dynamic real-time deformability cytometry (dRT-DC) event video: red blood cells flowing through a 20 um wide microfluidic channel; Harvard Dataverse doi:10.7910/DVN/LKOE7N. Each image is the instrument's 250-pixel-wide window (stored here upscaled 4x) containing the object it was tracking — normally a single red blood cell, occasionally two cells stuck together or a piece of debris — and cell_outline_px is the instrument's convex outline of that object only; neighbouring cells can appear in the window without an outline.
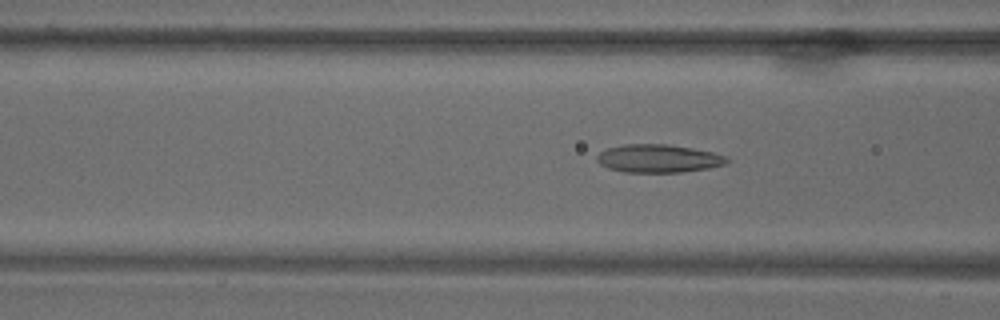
{"species": "common noctule bat (a hibernating species)", "species_latin": "Nyctalus noctula", "temperature_condition": "warm", "stored_images_in_passage": 70, "camera_frame_rate_fps": 3000, "um_per_image_px": 0.085, "animal": {"sex": "male", "body_mass_g": 18.8}, "frame": {"image": 1, "passage_image": 28, "time_ms": 9.0, "image_size_px": [1000, 320], "cell_outline_px": [[732, 160], [728, 164], [708, 168], [680, 172], [624, 172], [608, 168], [600, 164], [596, 160], [596, 156], [600, 152], [608, 148], [624, 144], [668, 144], [692, 148], [712, 152], [728, 156]], "centroid_in_image_um": [56.0, 13.47], "position_along_channel_um": 110.6, "area_um2": 21.44}}
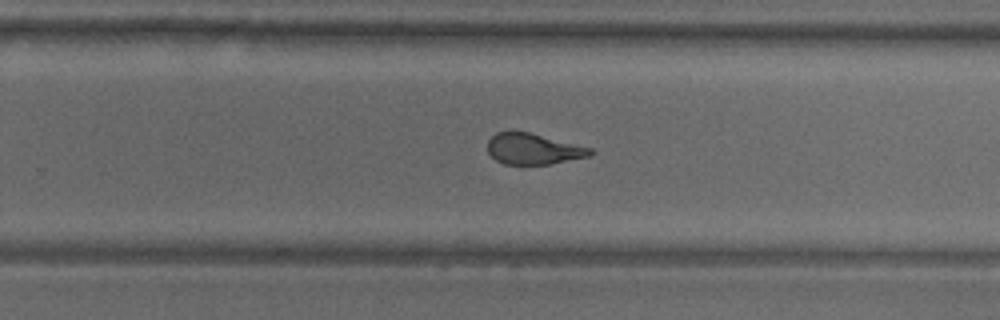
{"frame": {"image": 2, "passage_image": 46, "time_ms": 15.0, "image_size_px": [1000, 320], "cell_outline_px": [[596, 152], [592, 156], [548, 164], [504, 164], [496, 160], [488, 152], [488, 140], [496, 132], [528, 132], [592, 148]], "centroid_in_image_um": [45.36, 12.67], "position_along_channel_um": 284.4, "area_um2": 18.38}}
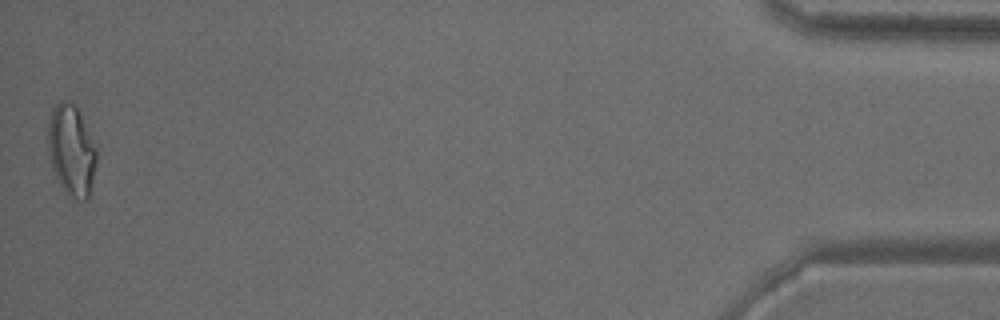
{"frame": {"image": 3, "passage_image": 70, "time_ms": 23.0, "image_size_px": [1000, 320], "cell_outline_px": [[96, 164], [88, 200], [80, 200], [64, 192], [56, 176], [52, 164], [48, 148], [48, 124], [52, 108], [60, 100], [68, 100], [76, 104], [96, 144]], "centroid_in_image_um": [6.09, 12.73], "position_along_channel_um": 429.1, "area_um2": 25.84}}